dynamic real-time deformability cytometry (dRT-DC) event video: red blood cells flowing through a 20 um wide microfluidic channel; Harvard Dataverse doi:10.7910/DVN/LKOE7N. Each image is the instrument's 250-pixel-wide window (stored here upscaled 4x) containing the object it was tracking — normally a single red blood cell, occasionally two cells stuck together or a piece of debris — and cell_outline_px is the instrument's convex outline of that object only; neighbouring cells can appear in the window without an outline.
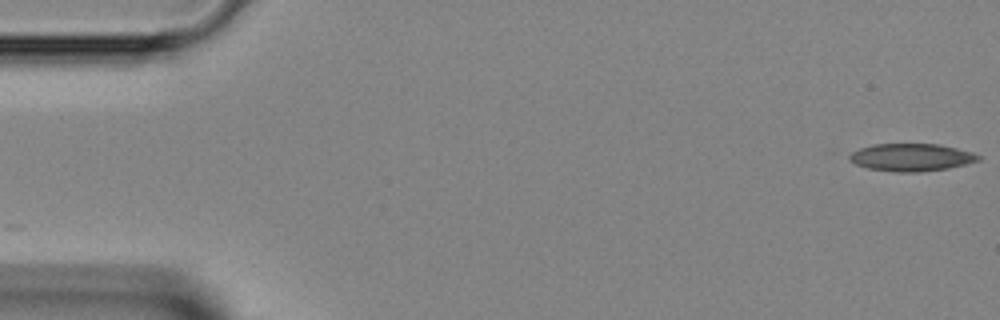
{"species": "Egyptian fruit bat (a non-hibernating species)", "species_latin": "Rousettus aegyptiacus", "temperature_condition": "room temperature", "stored_images_in_passage": 45, "camera_frame_rate_fps": 3000, "um_per_image_px": 0.085, "animal": {"sex": "female"}, "frame": {"image": 1, "passage_image": 1, "time_ms": 0.0, "image_size_px": [1000, 320], "cell_outline_px": [[980, 160], [948, 168], [920, 172], [896, 172], [868, 168], [856, 164], [848, 156], [852, 152], [860, 148], [872, 144], [940, 144], [972, 152], [980, 156]], "centroid_in_image_um": [77.47, 13.37], "position_along_channel_um": 7.5, "area_um2": 20.52}}
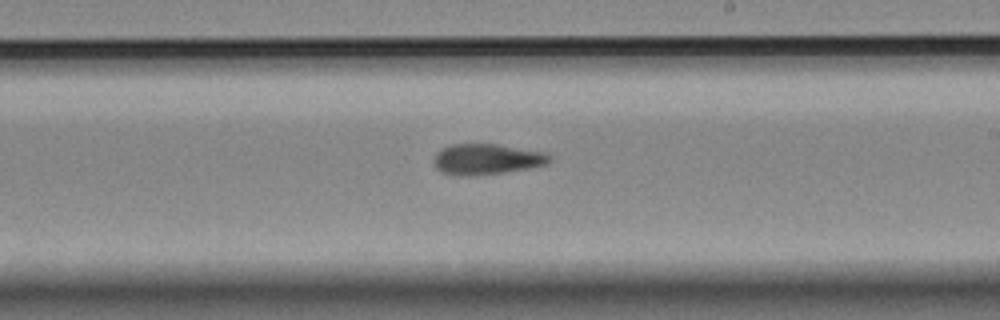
{"frame": {"image": 2, "passage_image": 26, "time_ms": 8.333, "image_size_px": [1000, 320], "cell_outline_px": [[552, 160], [548, 164], [532, 168], [504, 172], [468, 176], [460, 176], [440, 172], [432, 164], [432, 160], [436, 152], [440, 148], [448, 144], [496, 144], [548, 152], [552, 156]], "centroid_in_image_um": [41.37, 13.53], "position_along_channel_um": 247.6, "area_um2": 21.27}}
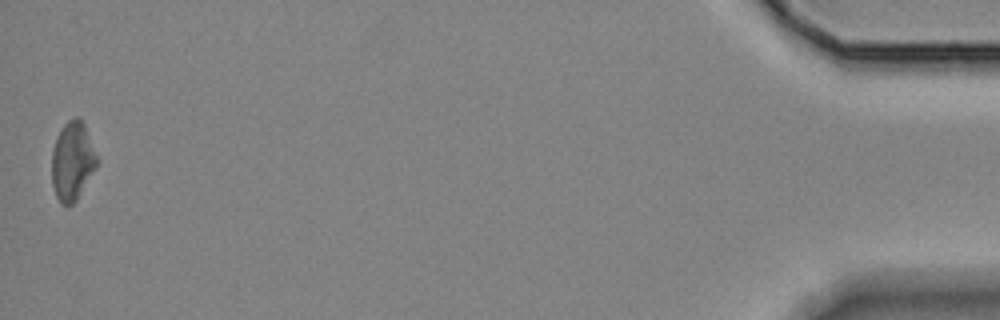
{"frame": {"image": 3, "passage_image": 45, "time_ms": 14.667, "image_size_px": [1000, 320], "cell_outline_px": [[100, 160], [96, 168], [76, 200], [68, 208], [60, 204], [56, 196], [52, 184], [52, 152], [56, 140], [64, 124], [68, 120], [76, 116], [80, 116], [84, 124]], "centroid_in_image_um": [6.18, 13.71], "position_along_channel_um": 429.0, "area_um2": 20.87}}